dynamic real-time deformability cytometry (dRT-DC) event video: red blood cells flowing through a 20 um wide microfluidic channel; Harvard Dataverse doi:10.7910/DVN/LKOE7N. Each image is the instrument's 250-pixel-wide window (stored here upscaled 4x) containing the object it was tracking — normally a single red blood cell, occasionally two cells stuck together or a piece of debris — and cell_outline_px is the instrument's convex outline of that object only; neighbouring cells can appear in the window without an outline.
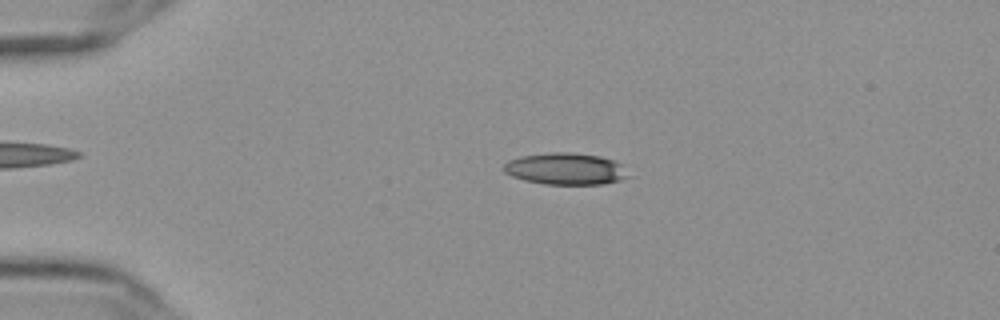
{"species": "Egyptian fruit bat (a non-hibernating species)", "species_latin": "Rousettus aegyptiacus", "temperature_condition": "cold", "stored_images_in_passage": 21, "camera_frame_rate_fps": 3000, "um_per_image_px": 0.085, "frame": {"image": 1, "passage_image": 12, "time_ms": 3.667, "image_size_px": [1000, 320], "cell_outline_px": [[636, 176], [604, 184], [544, 184], [524, 180], [512, 176], [504, 172], [504, 164], [508, 160], [520, 156], [548, 152], [568, 152], [600, 156], [612, 160], [620, 164]], "centroid_in_image_um": [48.13, 14.35], "position_along_channel_um": 36.9, "area_um2": 23.35}}
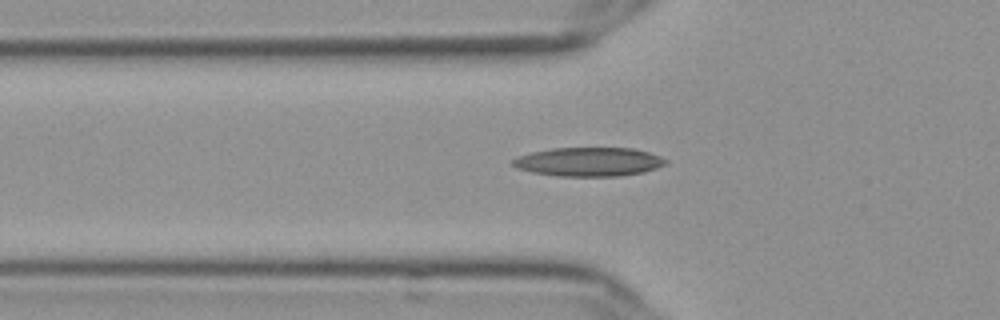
{"frame": {"image": 2, "passage_image": 19, "time_ms": 6.0, "image_size_px": [1000, 320], "cell_outline_px": [[668, 164], [644, 172], [620, 176], [560, 176], [532, 172], [516, 168], [512, 164], [512, 160], [516, 156], [532, 152], [552, 148], [632, 148], [648, 152], [660, 156], [668, 160]], "centroid_in_image_um": [50.06, 13.75], "position_along_channel_um": 75.7, "area_um2": 25.84}}